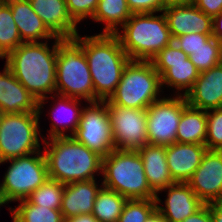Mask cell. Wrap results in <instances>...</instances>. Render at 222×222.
I'll return each mask as SVG.
<instances>
[{"label":"cell","mask_w":222,"mask_h":222,"mask_svg":"<svg viewBox=\"0 0 222 222\" xmlns=\"http://www.w3.org/2000/svg\"><path fill=\"white\" fill-rule=\"evenodd\" d=\"M57 40L23 42L4 59L15 78L37 99L55 94Z\"/></svg>","instance_id":"obj_1"},{"label":"cell","mask_w":222,"mask_h":222,"mask_svg":"<svg viewBox=\"0 0 222 222\" xmlns=\"http://www.w3.org/2000/svg\"><path fill=\"white\" fill-rule=\"evenodd\" d=\"M81 45L87 58L96 101H106L115 92L124 67L130 61L115 34L74 37Z\"/></svg>","instance_id":"obj_2"},{"label":"cell","mask_w":222,"mask_h":222,"mask_svg":"<svg viewBox=\"0 0 222 222\" xmlns=\"http://www.w3.org/2000/svg\"><path fill=\"white\" fill-rule=\"evenodd\" d=\"M50 179L68 184L102 176V156L72 136L53 137L43 142Z\"/></svg>","instance_id":"obj_3"},{"label":"cell","mask_w":222,"mask_h":222,"mask_svg":"<svg viewBox=\"0 0 222 222\" xmlns=\"http://www.w3.org/2000/svg\"><path fill=\"white\" fill-rule=\"evenodd\" d=\"M121 28L115 35L130 60L151 61L173 42L163 11L133 13Z\"/></svg>","instance_id":"obj_4"},{"label":"cell","mask_w":222,"mask_h":222,"mask_svg":"<svg viewBox=\"0 0 222 222\" xmlns=\"http://www.w3.org/2000/svg\"><path fill=\"white\" fill-rule=\"evenodd\" d=\"M102 184L127 199H155L138 151L112 150L102 158Z\"/></svg>","instance_id":"obj_5"},{"label":"cell","mask_w":222,"mask_h":222,"mask_svg":"<svg viewBox=\"0 0 222 222\" xmlns=\"http://www.w3.org/2000/svg\"><path fill=\"white\" fill-rule=\"evenodd\" d=\"M57 48L55 93L86 103L95 102V89L82 45L75 38H59Z\"/></svg>","instance_id":"obj_6"},{"label":"cell","mask_w":222,"mask_h":222,"mask_svg":"<svg viewBox=\"0 0 222 222\" xmlns=\"http://www.w3.org/2000/svg\"><path fill=\"white\" fill-rule=\"evenodd\" d=\"M163 93L161 76L153 63L130 60L123 69L115 92L106 102L126 108L147 109L163 97Z\"/></svg>","instance_id":"obj_7"},{"label":"cell","mask_w":222,"mask_h":222,"mask_svg":"<svg viewBox=\"0 0 222 222\" xmlns=\"http://www.w3.org/2000/svg\"><path fill=\"white\" fill-rule=\"evenodd\" d=\"M40 119L38 112L3 115L0 124V162L42 150L44 140Z\"/></svg>","instance_id":"obj_8"},{"label":"cell","mask_w":222,"mask_h":222,"mask_svg":"<svg viewBox=\"0 0 222 222\" xmlns=\"http://www.w3.org/2000/svg\"><path fill=\"white\" fill-rule=\"evenodd\" d=\"M10 163L0 182L2 196L7 204L26 199L48 178L44 152L38 151L28 156L9 159Z\"/></svg>","instance_id":"obj_9"},{"label":"cell","mask_w":222,"mask_h":222,"mask_svg":"<svg viewBox=\"0 0 222 222\" xmlns=\"http://www.w3.org/2000/svg\"><path fill=\"white\" fill-rule=\"evenodd\" d=\"M72 137L102 157L115 150L106 101L87 102Z\"/></svg>","instance_id":"obj_10"},{"label":"cell","mask_w":222,"mask_h":222,"mask_svg":"<svg viewBox=\"0 0 222 222\" xmlns=\"http://www.w3.org/2000/svg\"><path fill=\"white\" fill-rule=\"evenodd\" d=\"M151 62L161 76L162 88H172L173 95L185 96L200 74L188 55L174 42L164 47Z\"/></svg>","instance_id":"obj_11"},{"label":"cell","mask_w":222,"mask_h":222,"mask_svg":"<svg viewBox=\"0 0 222 222\" xmlns=\"http://www.w3.org/2000/svg\"><path fill=\"white\" fill-rule=\"evenodd\" d=\"M166 95L146 109L148 144L166 147L176 142L177 127L188 103L183 95Z\"/></svg>","instance_id":"obj_12"},{"label":"cell","mask_w":222,"mask_h":222,"mask_svg":"<svg viewBox=\"0 0 222 222\" xmlns=\"http://www.w3.org/2000/svg\"><path fill=\"white\" fill-rule=\"evenodd\" d=\"M115 149L138 151L148 144L146 109L107 104Z\"/></svg>","instance_id":"obj_13"},{"label":"cell","mask_w":222,"mask_h":222,"mask_svg":"<svg viewBox=\"0 0 222 222\" xmlns=\"http://www.w3.org/2000/svg\"><path fill=\"white\" fill-rule=\"evenodd\" d=\"M51 98L54 100L51 103L48 112V116L51 121V128L49 129L47 137L44 135L43 140H47L53 137H68L72 136L78 128L81 113L83 110L81 101L82 99L63 96L59 94H52L46 98L38 101V114L42 115L44 106L49 102ZM58 98V99H57ZM45 104V105H44ZM52 107V108H51ZM69 132V133H68ZM45 137V138H44Z\"/></svg>","instance_id":"obj_14"},{"label":"cell","mask_w":222,"mask_h":222,"mask_svg":"<svg viewBox=\"0 0 222 222\" xmlns=\"http://www.w3.org/2000/svg\"><path fill=\"white\" fill-rule=\"evenodd\" d=\"M187 184L205 204L222 201V151L207 149Z\"/></svg>","instance_id":"obj_15"},{"label":"cell","mask_w":222,"mask_h":222,"mask_svg":"<svg viewBox=\"0 0 222 222\" xmlns=\"http://www.w3.org/2000/svg\"><path fill=\"white\" fill-rule=\"evenodd\" d=\"M163 191L167 192L164 201L159 196ZM155 201L157 210L169 222H182L205 204L187 183L182 182H175L159 190Z\"/></svg>","instance_id":"obj_16"},{"label":"cell","mask_w":222,"mask_h":222,"mask_svg":"<svg viewBox=\"0 0 222 222\" xmlns=\"http://www.w3.org/2000/svg\"><path fill=\"white\" fill-rule=\"evenodd\" d=\"M163 13L172 39L188 33L212 34V17L194 4H168Z\"/></svg>","instance_id":"obj_17"},{"label":"cell","mask_w":222,"mask_h":222,"mask_svg":"<svg viewBox=\"0 0 222 222\" xmlns=\"http://www.w3.org/2000/svg\"><path fill=\"white\" fill-rule=\"evenodd\" d=\"M185 97L190 106L204 111L222 108V62L201 72Z\"/></svg>","instance_id":"obj_18"},{"label":"cell","mask_w":222,"mask_h":222,"mask_svg":"<svg viewBox=\"0 0 222 222\" xmlns=\"http://www.w3.org/2000/svg\"><path fill=\"white\" fill-rule=\"evenodd\" d=\"M206 145L175 142L166 146V159L174 182L187 183L201 164Z\"/></svg>","instance_id":"obj_19"},{"label":"cell","mask_w":222,"mask_h":222,"mask_svg":"<svg viewBox=\"0 0 222 222\" xmlns=\"http://www.w3.org/2000/svg\"><path fill=\"white\" fill-rule=\"evenodd\" d=\"M33 11L58 38H74L78 24L69 15L66 0H29Z\"/></svg>","instance_id":"obj_20"},{"label":"cell","mask_w":222,"mask_h":222,"mask_svg":"<svg viewBox=\"0 0 222 222\" xmlns=\"http://www.w3.org/2000/svg\"><path fill=\"white\" fill-rule=\"evenodd\" d=\"M0 107L4 114L38 112L37 99L4 64L0 72Z\"/></svg>","instance_id":"obj_21"},{"label":"cell","mask_w":222,"mask_h":222,"mask_svg":"<svg viewBox=\"0 0 222 222\" xmlns=\"http://www.w3.org/2000/svg\"><path fill=\"white\" fill-rule=\"evenodd\" d=\"M12 11L22 42H44L58 40L33 11L29 0H5Z\"/></svg>","instance_id":"obj_22"},{"label":"cell","mask_w":222,"mask_h":222,"mask_svg":"<svg viewBox=\"0 0 222 222\" xmlns=\"http://www.w3.org/2000/svg\"><path fill=\"white\" fill-rule=\"evenodd\" d=\"M94 180L76 181L65 184L61 203V213L64 219L91 214L96 196L103 186Z\"/></svg>","instance_id":"obj_23"},{"label":"cell","mask_w":222,"mask_h":222,"mask_svg":"<svg viewBox=\"0 0 222 222\" xmlns=\"http://www.w3.org/2000/svg\"><path fill=\"white\" fill-rule=\"evenodd\" d=\"M138 153L144 164L148 184L155 193L175 183L167 166L165 146L146 144Z\"/></svg>","instance_id":"obj_24"},{"label":"cell","mask_w":222,"mask_h":222,"mask_svg":"<svg viewBox=\"0 0 222 222\" xmlns=\"http://www.w3.org/2000/svg\"><path fill=\"white\" fill-rule=\"evenodd\" d=\"M207 137L206 111L187 104L177 127L176 142L205 145Z\"/></svg>","instance_id":"obj_25"},{"label":"cell","mask_w":222,"mask_h":222,"mask_svg":"<svg viewBox=\"0 0 222 222\" xmlns=\"http://www.w3.org/2000/svg\"><path fill=\"white\" fill-rule=\"evenodd\" d=\"M131 16L126 0H99L91 20L104 25L101 34H115Z\"/></svg>","instance_id":"obj_26"},{"label":"cell","mask_w":222,"mask_h":222,"mask_svg":"<svg viewBox=\"0 0 222 222\" xmlns=\"http://www.w3.org/2000/svg\"><path fill=\"white\" fill-rule=\"evenodd\" d=\"M127 198L104 186L99 190L92 215L98 222H118Z\"/></svg>","instance_id":"obj_27"},{"label":"cell","mask_w":222,"mask_h":222,"mask_svg":"<svg viewBox=\"0 0 222 222\" xmlns=\"http://www.w3.org/2000/svg\"><path fill=\"white\" fill-rule=\"evenodd\" d=\"M18 203L15 208L8 209L13 222H65L60 210L34 205L26 199Z\"/></svg>","instance_id":"obj_28"},{"label":"cell","mask_w":222,"mask_h":222,"mask_svg":"<svg viewBox=\"0 0 222 222\" xmlns=\"http://www.w3.org/2000/svg\"><path fill=\"white\" fill-rule=\"evenodd\" d=\"M22 43L11 8L5 0H2L0 3V59L3 60Z\"/></svg>","instance_id":"obj_29"},{"label":"cell","mask_w":222,"mask_h":222,"mask_svg":"<svg viewBox=\"0 0 222 222\" xmlns=\"http://www.w3.org/2000/svg\"><path fill=\"white\" fill-rule=\"evenodd\" d=\"M64 186V183L48 178L26 200L34 205L60 210Z\"/></svg>","instance_id":"obj_30"},{"label":"cell","mask_w":222,"mask_h":222,"mask_svg":"<svg viewBox=\"0 0 222 222\" xmlns=\"http://www.w3.org/2000/svg\"><path fill=\"white\" fill-rule=\"evenodd\" d=\"M188 58L201 73L222 62V45L212 36Z\"/></svg>","instance_id":"obj_31"},{"label":"cell","mask_w":222,"mask_h":222,"mask_svg":"<svg viewBox=\"0 0 222 222\" xmlns=\"http://www.w3.org/2000/svg\"><path fill=\"white\" fill-rule=\"evenodd\" d=\"M155 209V199H128L118 222H145Z\"/></svg>","instance_id":"obj_32"},{"label":"cell","mask_w":222,"mask_h":222,"mask_svg":"<svg viewBox=\"0 0 222 222\" xmlns=\"http://www.w3.org/2000/svg\"><path fill=\"white\" fill-rule=\"evenodd\" d=\"M207 137L205 145L208 150H222V108L206 111Z\"/></svg>","instance_id":"obj_33"},{"label":"cell","mask_w":222,"mask_h":222,"mask_svg":"<svg viewBox=\"0 0 222 222\" xmlns=\"http://www.w3.org/2000/svg\"><path fill=\"white\" fill-rule=\"evenodd\" d=\"M99 0H66L67 10L72 19L79 24L89 18L97 8Z\"/></svg>","instance_id":"obj_34"},{"label":"cell","mask_w":222,"mask_h":222,"mask_svg":"<svg viewBox=\"0 0 222 222\" xmlns=\"http://www.w3.org/2000/svg\"><path fill=\"white\" fill-rule=\"evenodd\" d=\"M211 37L212 34L188 33L175 37L173 42L187 55H190Z\"/></svg>","instance_id":"obj_35"},{"label":"cell","mask_w":222,"mask_h":222,"mask_svg":"<svg viewBox=\"0 0 222 222\" xmlns=\"http://www.w3.org/2000/svg\"><path fill=\"white\" fill-rule=\"evenodd\" d=\"M133 13H159L167 6L166 0H126Z\"/></svg>","instance_id":"obj_36"},{"label":"cell","mask_w":222,"mask_h":222,"mask_svg":"<svg viewBox=\"0 0 222 222\" xmlns=\"http://www.w3.org/2000/svg\"><path fill=\"white\" fill-rule=\"evenodd\" d=\"M194 5L212 18L222 12V0H195Z\"/></svg>","instance_id":"obj_37"},{"label":"cell","mask_w":222,"mask_h":222,"mask_svg":"<svg viewBox=\"0 0 222 222\" xmlns=\"http://www.w3.org/2000/svg\"><path fill=\"white\" fill-rule=\"evenodd\" d=\"M182 222H213L209 204H204L197 212L193 213L191 216H188Z\"/></svg>","instance_id":"obj_38"},{"label":"cell","mask_w":222,"mask_h":222,"mask_svg":"<svg viewBox=\"0 0 222 222\" xmlns=\"http://www.w3.org/2000/svg\"><path fill=\"white\" fill-rule=\"evenodd\" d=\"M212 36L222 45V12L212 18Z\"/></svg>","instance_id":"obj_39"},{"label":"cell","mask_w":222,"mask_h":222,"mask_svg":"<svg viewBox=\"0 0 222 222\" xmlns=\"http://www.w3.org/2000/svg\"><path fill=\"white\" fill-rule=\"evenodd\" d=\"M213 222H222V201L209 203Z\"/></svg>","instance_id":"obj_40"},{"label":"cell","mask_w":222,"mask_h":222,"mask_svg":"<svg viewBox=\"0 0 222 222\" xmlns=\"http://www.w3.org/2000/svg\"><path fill=\"white\" fill-rule=\"evenodd\" d=\"M65 222H98V220L91 214H80L65 219Z\"/></svg>","instance_id":"obj_41"},{"label":"cell","mask_w":222,"mask_h":222,"mask_svg":"<svg viewBox=\"0 0 222 222\" xmlns=\"http://www.w3.org/2000/svg\"><path fill=\"white\" fill-rule=\"evenodd\" d=\"M145 222H169L157 208L148 216Z\"/></svg>","instance_id":"obj_42"},{"label":"cell","mask_w":222,"mask_h":222,"mask_svg":"<svg viewBox=\"0 0 222 222\" xmlns=\"http://www.w3.org/2000/svg\"><path fill=\"white\" fill-rule=\"evenodd\" d=\"M168 4H194L195 0H166Z\"/></svg>","instance_id":"obj_43"},{"label":"cell","mask_w":222,"mask_h":222,"mask_svg":"<svg viewBox=\"0 0 222 222\" xmlns=\"http://www.w3.org/2000/svg\"><path fill=\"white\" fill-rule=\"evenodd\" d=\"M5 204L7 205V203L5 202L3 196H2V192H1V186H0V208L2 206H5Z\"/></svg>","instance_id":"obj_44"},{"label":"cell","mask_w":222,"mask_h":222,"mask_svg":"<svg viewBox=\"0 0 222 222\" xmlns=\"http://www.w3.org/2000/svg\"><path fill=\"white\" fill-rule=\"evenodd\" d=\"M3 115H4V112H3V110L0 107V124H1V120H2Z\"/></svg>","instance_id":"obj_45"}]
</instances>
